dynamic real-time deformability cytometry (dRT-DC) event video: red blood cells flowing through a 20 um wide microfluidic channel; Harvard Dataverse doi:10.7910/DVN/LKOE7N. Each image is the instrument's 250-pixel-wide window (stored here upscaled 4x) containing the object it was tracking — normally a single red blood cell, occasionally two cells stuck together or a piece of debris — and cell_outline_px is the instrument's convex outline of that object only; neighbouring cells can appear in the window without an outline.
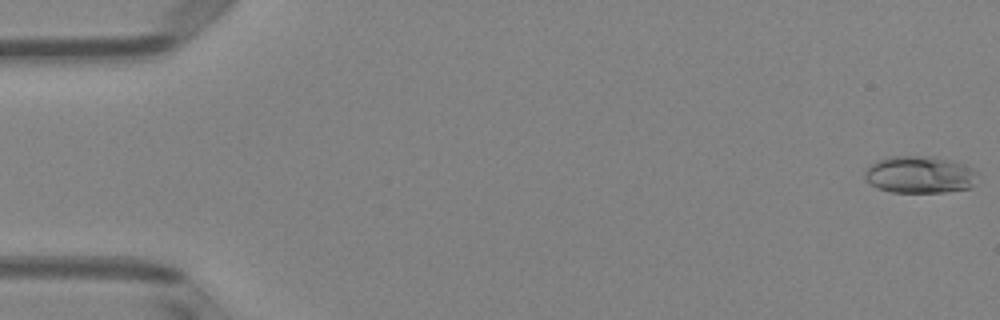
{"species": "Egyptian fruit bat (a non-hibernating species)", "species_latin": "Rousettus aegyptiacus", "temperature_condition": "room temperature", "stored_images_in_passage": 48, "camera_frame_rate_fps": 3000, "um_per_image_px": 0.085, "animal": {"sex": "female"}, "frame": {"image": 1, "passage_image": 1, "time_ms": 0.0, "image_size_px": [1000, 320], "cell_outline_px": [[976, 172], [972, 184], [968, 188], [944, 192], [892, 192], [880, 188], [872, 184], [864, 176], [864, 172], [868, 164], [888, 156], [928, 156], [948, 160], [964, 164], [972, 168]], "centroid_in_image_um": [78.12, 14.83], "position_along_channel_um": 6.9, "area_um2": 24.1}}
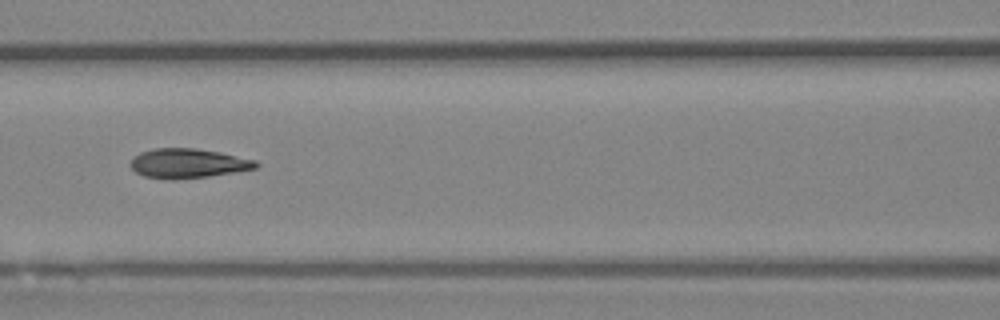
{"frame": {"image": 2, "passage_image": 23, "time_ms": 7.333, "image_size_px": [1000, 320], "cell_outline_px": [[260, 164], [256, 168], [236, 172], [208, 176], [172, 180], [164, 180], [144, 176], [136, 172], [128, 164], [140, 152], [156, 148], [196, 148], [220, 152], [256, 160]], "centroid_in_image_um": [15.98, 13.89], "position_along_channel_um": 150.6, "area_um2": 21.68}}
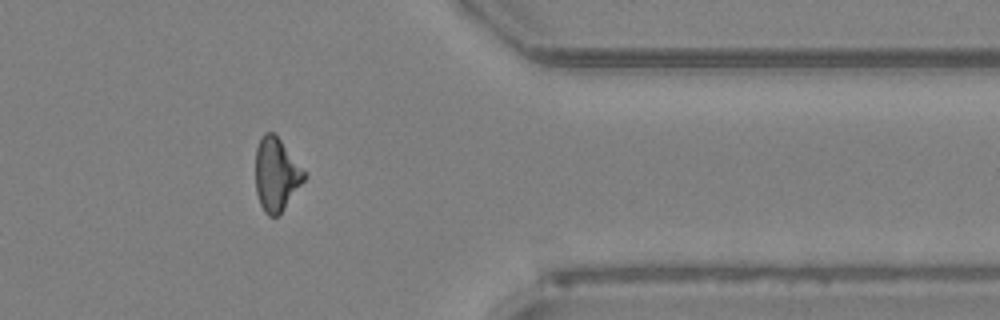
{"frame": {"image": 3, "passage_image": 42, "time_ms": 13.667, "image_size_px": [1000, 320], "cell_outline_px": [[308, 176], [284, 208], [276, 216], [268, 216], [264, 212], [260, 204], [256, 192], [256, 148], [264, 132], [272, 132], [280, 140]], "centroid_in_image_um": [23.47, 14.84], "position_along_channel_um": 387.9, "area_um2": 20.4}}